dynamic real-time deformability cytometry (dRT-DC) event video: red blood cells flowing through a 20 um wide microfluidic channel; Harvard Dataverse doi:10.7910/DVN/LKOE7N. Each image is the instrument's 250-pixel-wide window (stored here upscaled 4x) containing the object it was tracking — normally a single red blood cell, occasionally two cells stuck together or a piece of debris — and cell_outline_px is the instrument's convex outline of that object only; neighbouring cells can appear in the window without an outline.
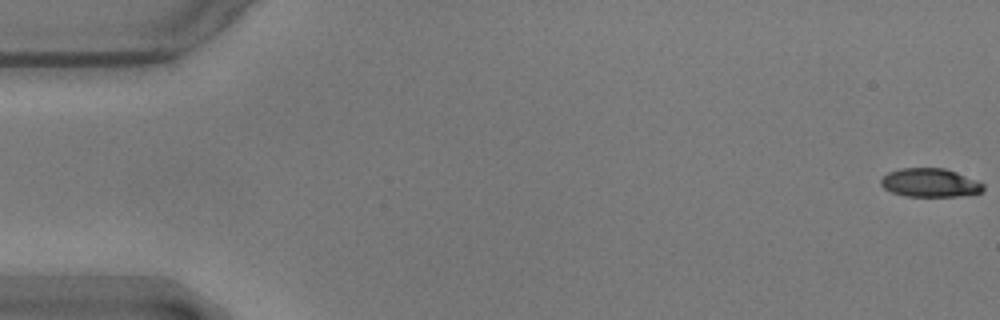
{"species": "common noctule bat (a hibernating species)", "species_latin": "Nyctalus noctula", "temperature_condition": "warm", "stored_images_in_passage": 57, "camera_frame_rate_fps": 3000, "um_per_image_px": 0.085, "animal": {"sex": "male", "body_mass_g": 17.9}, "frame": {"image": 1, "passage_image": 1, "time_ms": 0.0, "image_size_px": [1000, 320], "cell_outline_px": [[984, 188], [980, 192], [960, 196], [908, 196], [892, 192], [884, 188], [880, 184], [880, 180], [888, 172], [900, 168], [944, 168], [956, 172], [976, 180], [984, 184]], "centroid_in_image_um": [79.03, 15.52], "position_along_channel_um": 6.0, "area_um2": 16.94}}
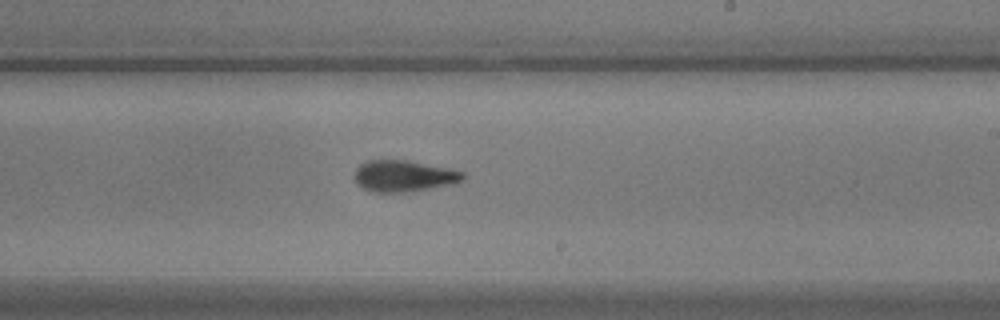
{"frame": {"image": 2, "passage_image": 34, "time_ms": 11.0, "image_size_px": [1000, 320], "cell_outline_px": [[464, 180], [456, 184], [400, 192], [376, 192], [364, 188], [356, 184], [356, 168], [360, 164], [368, 160], [408, 160], [448, 168], [464, 172]], "centroid_in_image_um": [34.35, 14.95], "position_along_channel_um": 254.7, "area_um2": 19.65}}
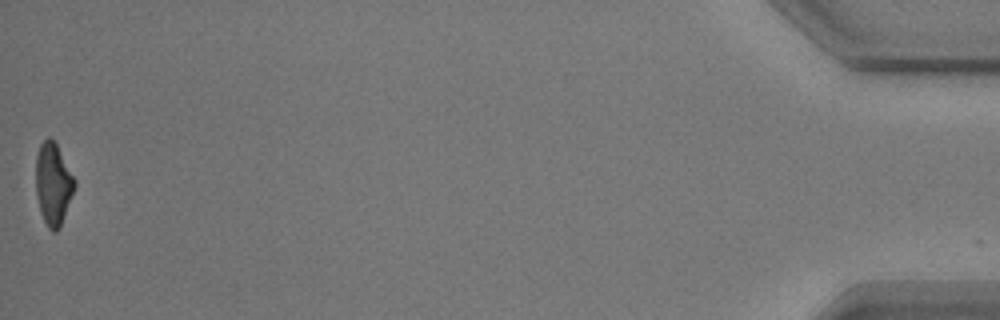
{"frame": {"image": 3, "passage_image": 57, "time_ms": 18.667, "image_size_px": [1000, 320], "cell_outline_px": [[76, 184], [60, 228], [56, 232], [52, 232], [48, 228], [40, 212], [36, 192], [36, 156], [40, 144], [48, 136], [56, 144], [76, 180]], "centroid_in_image_um": [4.52, 15.65], "position_along_channel_um": 430.7, "area_um2": 18.44}, "authors_computed_cell_mechanics": {"area_um2": 19.363, "velocity_mm_per_s": 3.573, "shape_relaxation_time_tau1_ms": 5.7424, "shape_relaxation_time_tau2_ms": 2.9562, "deformation_change_tau1": 0.2087, "deformation_change_tau2": 0.111}}